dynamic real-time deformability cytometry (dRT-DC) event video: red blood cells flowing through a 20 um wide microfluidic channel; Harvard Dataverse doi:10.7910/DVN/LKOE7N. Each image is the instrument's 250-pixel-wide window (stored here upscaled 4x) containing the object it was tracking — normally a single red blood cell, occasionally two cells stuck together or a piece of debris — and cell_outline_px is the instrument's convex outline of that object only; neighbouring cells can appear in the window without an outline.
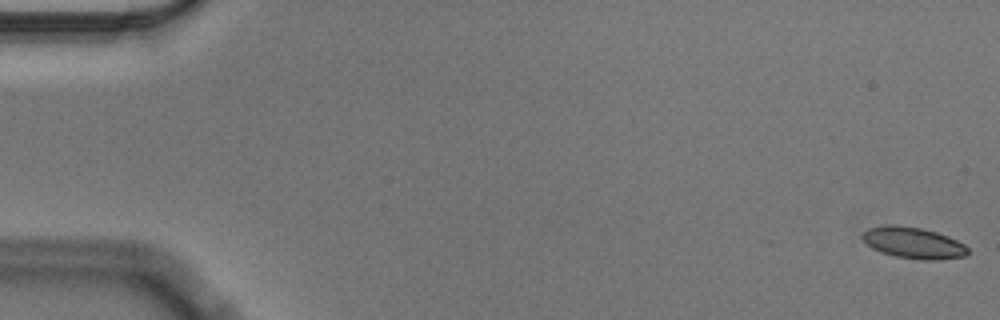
{"species": "Egyptian fruit bat (a non-hibernating species)", "species_latin": "Rousettus aegyptiacus", "temperature_condition": "cold", "stored_images_in_passage": 58, "camera_frame_rate_fps": 3000, "um_per_image_px": 0.085, "animal": {"sex": "male"}, "frame": {"image": 1, "passage_image": 1, "time_ms": 0.0, "image_size_px": [1000, 320], "cell_outline_px": [[968, 256], [940, 260], [920, 260], [896, 256], [880, 252], [872, 248], [860, 236], [860, 232], [868, 228], [884, 224], [892, 224], [920, 228], [936, 232], [948, 236], [964, 244], [968, 248]], "centroid_in_image_um": [77.62, 20.64], "position_along_channel_um": 7.4, "area_um2": 19.48}}
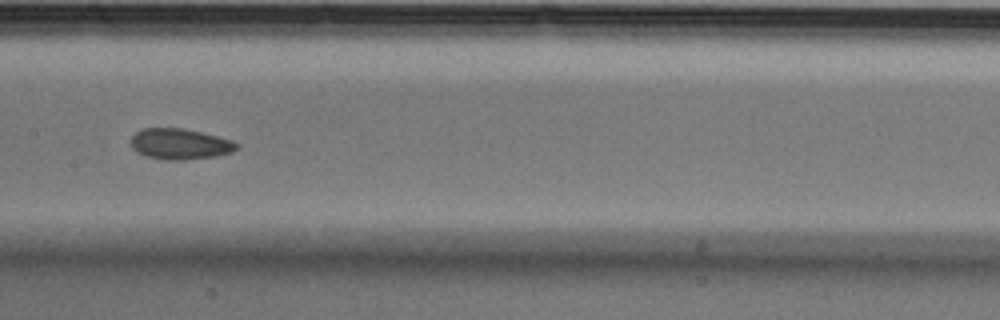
{"frame": {"image": 2, "passage_image": 29, "time_ms": 9.333, "image_size_px": [1000, 320], "cell_outline_px": [[240, 148], [232, 152], [216, 156], [184, 160], [160, 160], [144, 156], [136, 152], [132, 148], [132, 136], [140, 128], [184, 128], [232, 140], [240, 144]], "centroid_in_image_um": [15.3, 12.25], "position_along_channel_um": 192.1, "area_um2": 19.25}}
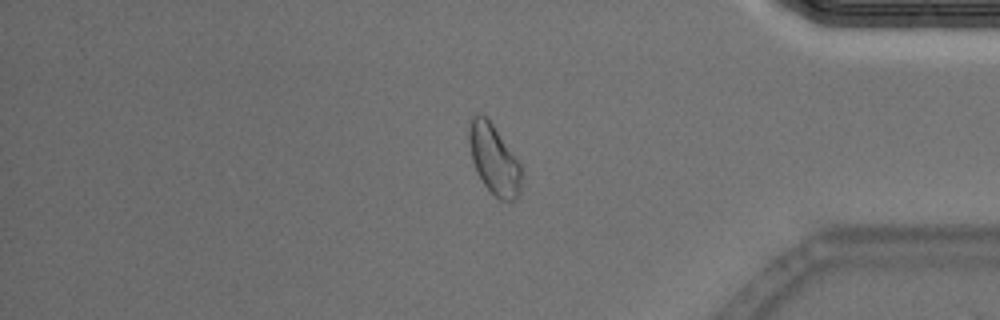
{"frame": {"image": 3, "passage_image": 48, "time_ms": 15.667, "image_size_px": [1000, 320], "cell_outline_px": [[520, 196], [516, 200], [500, 200], [484, 184], [476, 172], [472, 160], [468, 140], [468, 128], [472, 116], [476, 112], [480, 112], [492, 124], [520, 164]], "centroid_in_image_um": [41.95, 13.54], "position_along_channel_um": 393.2, "area_um2": 21.04}, "authors_computed_cell_mechanics": {"area_um2": 19.3052, "velocity_mm_per_s": 3.5391, "shape_relaxation_time_tau1_ms": 8.5777, "shape_relaxation_time_tau2_ms": 2.3881, "deformation_change_tau1": 0.1175, "deformation_change_tau2": 0.0672}}